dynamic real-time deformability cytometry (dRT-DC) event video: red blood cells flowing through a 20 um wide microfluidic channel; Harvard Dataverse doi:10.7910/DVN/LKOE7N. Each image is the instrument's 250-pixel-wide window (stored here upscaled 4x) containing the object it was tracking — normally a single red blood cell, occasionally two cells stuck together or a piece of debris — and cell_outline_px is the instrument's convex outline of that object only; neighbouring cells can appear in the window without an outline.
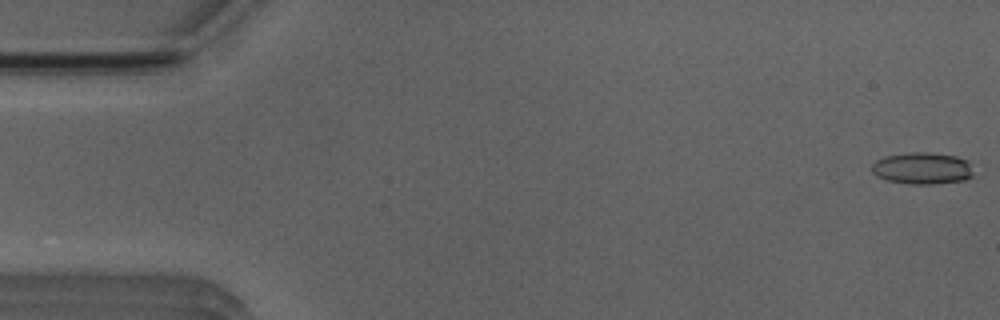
{"species": "Egyptian fruit bat (a non-hibernating species)", "species_latin": "Rousettus aegyptiacus", "temperature_condition": "room temperature", "stored_images_in_passage": 45, "camera_frame_rate_fps": 3000, "um_per_image_px": 0.085, "animal": {"sex": "male"}, "frame": {"image": 1, "passage_image": 1, "time_ms": 0.0, "image_size_px": [1000, 320], "cell_outline_px": [[972, 176], [964, 180], [932, 184], [912, 184], [888, 180], [876, 176], [872, 172], [872, 164], [876, 160], [884, 156], [912, 152], [928, 152], [956, 156], [968, 160], [972, 172]], "centroid_in_image_um": [78.38, 14.3], "position_along_channel_um": 6.6, "area_um2": 18.79}}
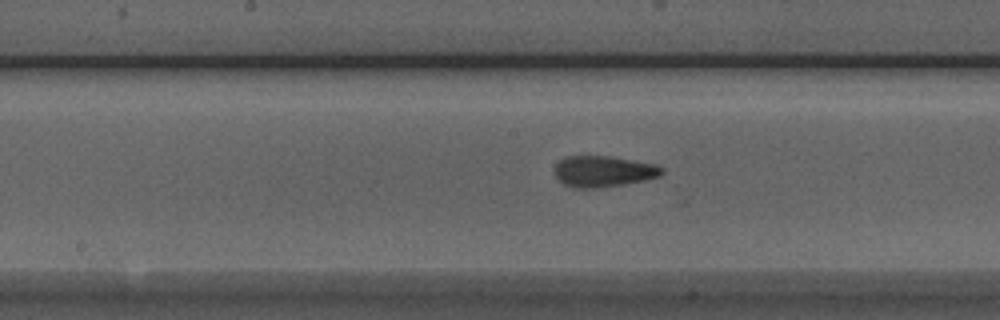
{"frame": {"image": 2, "passage_image": 26, "time_ms": 8.333, "image_size_px": [1000, 320], "cell_outline_px": [[664, 172], [660, 176], [644, 180], [624, 184], [592, 188], [572, 188], [564, 184], [556, 176], [556, 164], [564, 156], [608, 156], [656, 164], [664, 168]], "centroid_in_image_um": [51.3, 14.56], "position_along_channel_um": 196.9, "area_um2": 19.31}}
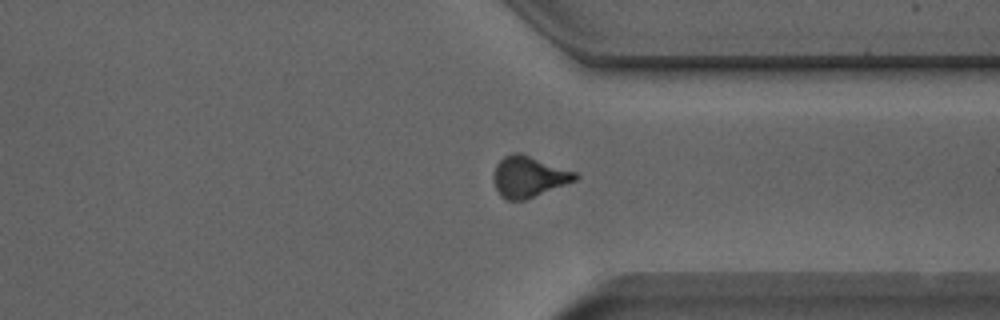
{"frame": {"image": 3, "passage_image": 39, "time_ms": 12.667, "image_size_px": [1000, 320], "cell_outline_px": [[580, 176], [576, 180], [524, 200], [508, 200], [500, 196], [492, 180], [492, 176], [496, 164], [504, 156], [512, 152], [520, 152], [576, 172]], "centroid_in_image_um": [44.91, 15.0], "position_along_channel_um": 366.5, "area_um2": 19.54}, "authors_computed_cell_mechanics": {"area_um2": 19.0162, "velocity_mm_per_s": 3.9445, "shape_relaxation_time_tau1_ms": 7.0853, "shape_relaxation_time_tau2_ms": 2.2726, "deformation_change_tau1": 0.1618, "deformation_change_tau2": 0.1027}}